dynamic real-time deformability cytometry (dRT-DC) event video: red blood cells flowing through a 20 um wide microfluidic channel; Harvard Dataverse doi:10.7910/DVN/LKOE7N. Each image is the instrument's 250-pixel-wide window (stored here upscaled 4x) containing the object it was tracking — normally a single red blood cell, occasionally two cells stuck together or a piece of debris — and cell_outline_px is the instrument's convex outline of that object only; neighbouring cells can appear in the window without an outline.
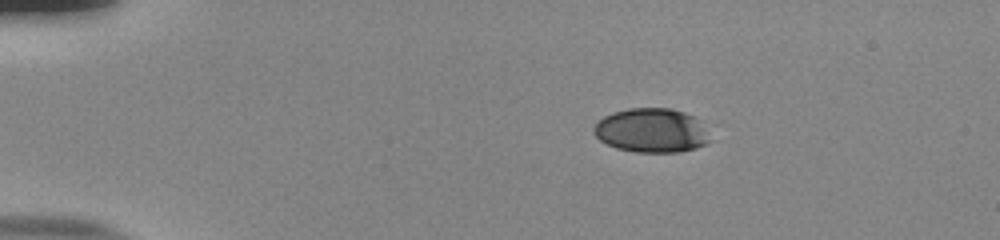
{"species": "human", "species_latin": "Homo sapiens", "temperature_condition": "room temperature", "stored_images_in_passage": 45, "camera_frame_rate_fps": 3000, "um_per_image_px": 0.085, "donor": {"sex": "male"}, "frame": {"image": 1, "passage_image": 1, "time_ms": 0.0, "image_size_px": [1000, 240], "cell_outline_px": [[712, 140], [708, 144], [696, 148], [680, 152], [636, 152], [616, 148], [600, 140], [592, 132], [592, 128], [604, 116], [612, 112], [628, 108], [672, 108], [696, 116]], "centroid_in_image_um": [55.4, 11.09], "position_along_channel_um": 29.6, "area_um2": 30.17}}
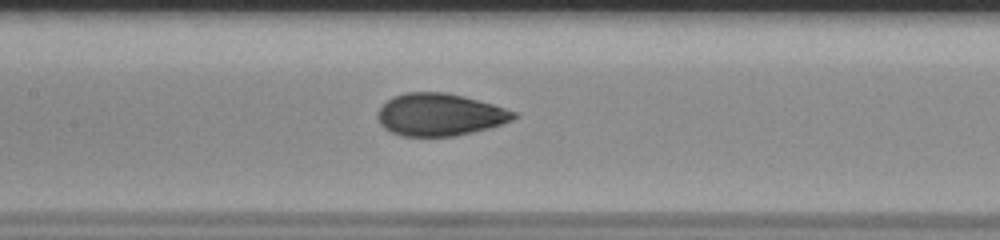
{"frame": {"image": 2, "passage_image": 18, "time_ms": 5.667, "image_size_px": [1000, 240], "cell_outline_px": [[520, 116], [512, 120], [488, 128], [456, 136], [400, 136], [384, 128], [380, 124], [376, 116], [376, 112], [392, 96], [404, 92], [444, 92], [464, 96], [492, 104], [516, 112]], "centroid_in_image_um": [37.35, 9.74], "position_along_channel_um": 170.0, "area_um2": 33.64}}
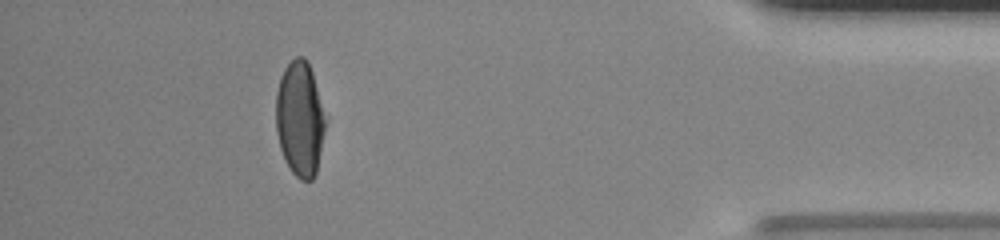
{"frame": {"image": 3, "passage_image": 40, "time_ms": 13.0, "image_size_px": [1000, 240], "cell_outline_px": [[324, 132], [316, 172], [312, 180], [300, 180], [292, 172], [280, 148], [276, 132], [276, 92], [280, 76], [284, 68], [296, 56], [304, 56], [308, 60], [312, 72], [324, 120]], "centroid_in_image_um": [25.45, 10.08], "position_along_channel_um": 409.8, "area_um2": 32.54}, "authors_computed_cell_mechanics": {"area_um2": 33.4662, "velocity_mm_per_s": 3.8801, "shape_relaxation_time_tau1_ms": 4.4551, "shape_relaxation_time_tau2_ms": 0.7146, "deformation_change_tau1": 0.1832, "deformation_change_tau2": 0.0541}}